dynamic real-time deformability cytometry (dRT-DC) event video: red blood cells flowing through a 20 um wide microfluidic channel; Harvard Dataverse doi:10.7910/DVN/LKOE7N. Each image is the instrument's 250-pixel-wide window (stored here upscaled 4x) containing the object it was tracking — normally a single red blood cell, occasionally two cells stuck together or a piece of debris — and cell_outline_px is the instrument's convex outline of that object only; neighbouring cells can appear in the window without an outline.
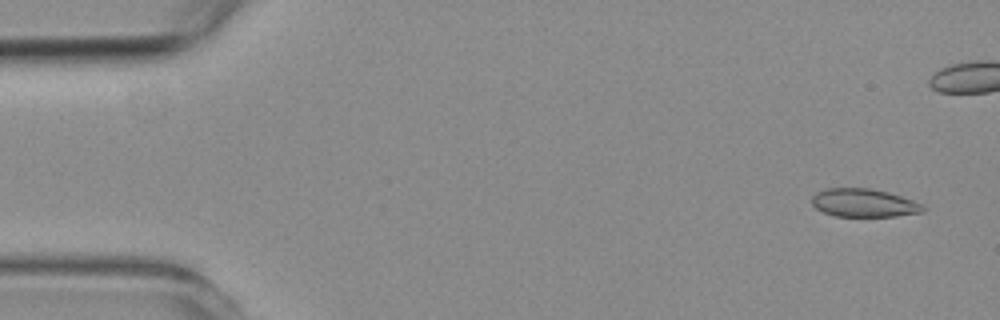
{"species": "common noctule bat (a hibernating species)", "species_latin": "Nyctalus noctula", "temperature_condition": "room temperature", "stored_images_in_passage": 52, "camera_frame_rate_fps": 3000, "um_per_image_px": 0.085, "animal": {"sex": "female", "body_mass_g": 19.3, "forearm_length_mm": 54.1}, "frame": {"image": 1, "passage_image": 3, "time_ms": 0.667, "image_size_px": [1000, 320], "cell_outline_px": [[924, 212], [896, 216], [836, 216], [824, 212], [816, 208], [812, 204], [812, 196], [816, 192], [824, 188], [868, 188], [888, 192], [912, 200], [920, 204], [924, 208]], "centroid_in_image_um": [73.39, 17.24], "position_along_channel_um": 11.6, "area_um2": 18.15}}
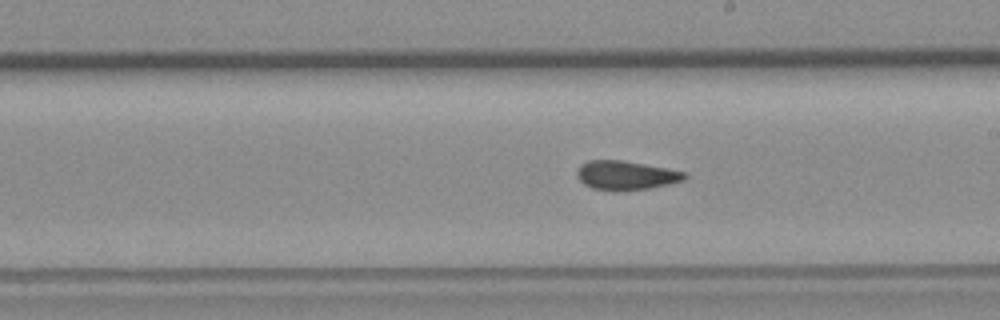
{"frame": {"image": 2, "passage_image": 30, "time_ms": 9.667, "image_size_px": [1000, 320], "cell_outline_px": [[688, 176], [684, 180], [668, 184], [648, 188], [624, 192], [616, 192], [592, 188], [584, 184], [576, 176], [576, 172], [580, 164], [588, 160], [624, 160], [688, 172]], "centroid_in_image_um": [53.2, 14.91], "position_along_channel_um": 235.8, "area_um2": 18.61}}
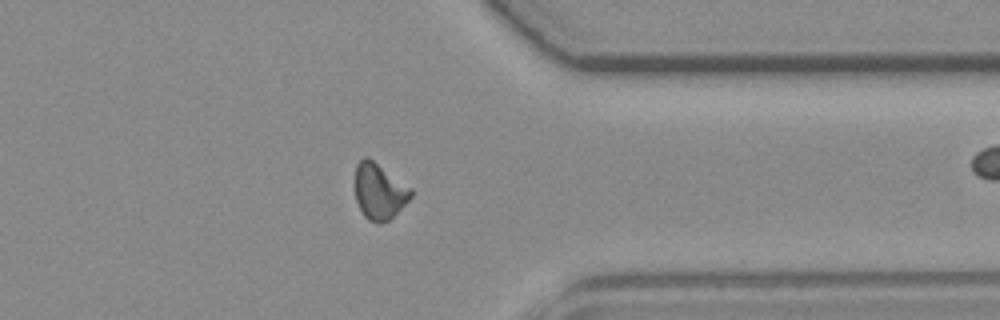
{"frame": {"image": 3, "passage_image": 42, "time_ms": 13.667, "image_size_px": [1000, 320], "cell_outline_px": [[412, 196], [388, 220], [380, 224], [368, 220], [364, 216], [356, 200], [352, 184], [356, 164], [364, 156], [368, 156], [412, 188]], "centroid_in_image_um": [32.17, 16.22], "position_along_channel_um": 379.2, "area_um2": 18.55}, "authors_computed_cell_mechanics": {"area_um2": 18.5249, "velocity_mm_per_s": 3.8072, "shape_relaxation_time_tau1_ms": null, "shape_relaxation_time_tau2_ms": 3.7652, "deformation_change_tau1": null, "deformation_change_tau2": 0.0506}}